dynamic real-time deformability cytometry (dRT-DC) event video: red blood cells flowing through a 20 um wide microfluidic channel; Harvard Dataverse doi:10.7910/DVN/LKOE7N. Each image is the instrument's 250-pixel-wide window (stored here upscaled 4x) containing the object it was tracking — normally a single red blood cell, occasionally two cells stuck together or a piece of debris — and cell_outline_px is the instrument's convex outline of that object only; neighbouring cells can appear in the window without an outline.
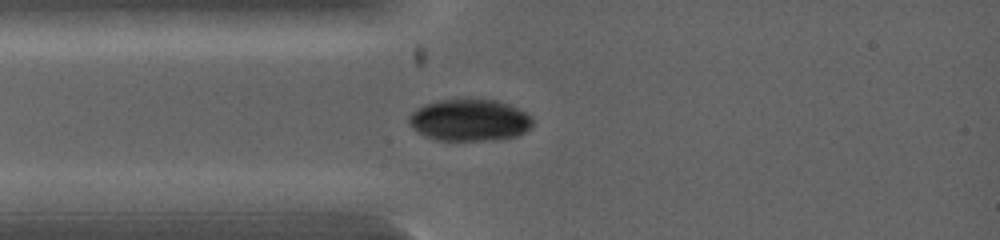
{"species": "common noctule bat (a hibernating species)", "species_latin": "Nyctalus noctula", "temperature_condition": "warm", "stored_images_in_passage": 8, "camera_frame_rate_fps": 5000, "um_per_image_px": 0.085, "animal": {"sex": "female", "body_mass_g": 19.0, "forearm_length_mm": 53.3}, "frame": {"image": 1, "passage_image": 7, "time_ms": 1.8, "image_size_px": [1000, 240], "cell_outline_px": [[532, 128], [516, 136], [492, 140], [436, 140], [412, 128], [408, 124], [408, 116], [416, 108], [424, 104], [436, 100], [496, 100], [508, 104], [532, 116]], "centroid_in_image_um": [39.89, 10.21], "position_along_channel_um": 45.1, "area_um2": 30.0}}